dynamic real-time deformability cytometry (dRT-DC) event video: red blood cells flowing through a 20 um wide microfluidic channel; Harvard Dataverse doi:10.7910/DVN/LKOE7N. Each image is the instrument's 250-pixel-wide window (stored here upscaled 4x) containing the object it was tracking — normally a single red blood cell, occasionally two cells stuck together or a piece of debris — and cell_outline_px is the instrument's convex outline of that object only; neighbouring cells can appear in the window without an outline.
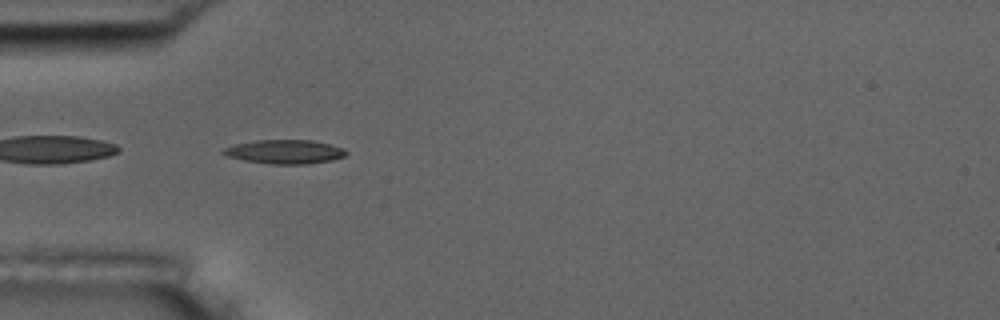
{"species": "common noctule bat (a hibernating species)", "species_latin": "Nyctalus noctula", "temperature_condition": "room temperature", "stored_images_in_passage": 5, "segment_of_instrument_passage": [2, 2], "camera_frame_rate_fps": 3000, "um_per_image_px": 0.085, "animal": {"sex": "male", "body_mass_g": 17.5, "forearm_length_mm": 52.3}, "frame": {"image": 1, "passage_image": 5, "time_ms": 4.667, "image_size_px": [1000, 320], "cell_outline_px": [[348, 152], [344, 156], [332, 160], [308, 164], [272, 164], [244, 160], [228, 156], [220, 152], [224, 148], [236, 144], [256, 140], [312, 140], [328, 144], [340, 148]], "centroid_in_image_um": [24.19, 12.9], "position_along_channel_um": 60.8, "area_um2": 16.94}}